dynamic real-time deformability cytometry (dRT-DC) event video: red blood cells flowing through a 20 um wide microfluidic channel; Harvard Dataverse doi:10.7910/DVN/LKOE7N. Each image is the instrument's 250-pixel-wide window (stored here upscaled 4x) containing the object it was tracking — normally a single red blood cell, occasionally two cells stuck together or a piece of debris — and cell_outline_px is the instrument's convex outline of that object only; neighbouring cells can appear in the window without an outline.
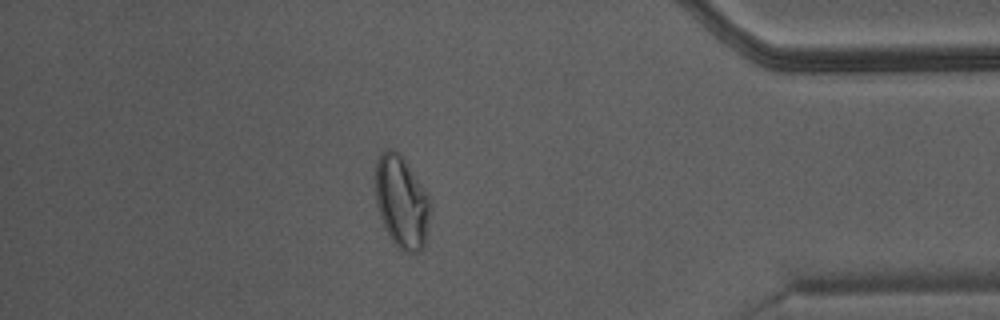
{"species": "Egyptian fruit bat (a non-hibernating species)", "species_latin": "Rousettus aegyptiacus", "temperature_condition": "warm", "stored_images_in_passage": 44, "camera_frame_rate_fps": 3000, "um_per_image_px": 0.085, "animal": {"sex": "male"}, "frame": {"image": 1, "passage_image": 38, "time_ms": 12.333, "image_size_px": [1000, 320], "cell_outline_px": [[432, 208], [428, 232], [424, 248], [420, 252], [404, 252], [396, 248], [380, 216], [376, 200], [376, 160], [380, 152], [384, 148], [392, 148], [400, 152], [428, 196]], "centroid_in_image_um": [34.16, 17.17], "position_along_channel_um": 401.0, "area_um2": 29.82}}